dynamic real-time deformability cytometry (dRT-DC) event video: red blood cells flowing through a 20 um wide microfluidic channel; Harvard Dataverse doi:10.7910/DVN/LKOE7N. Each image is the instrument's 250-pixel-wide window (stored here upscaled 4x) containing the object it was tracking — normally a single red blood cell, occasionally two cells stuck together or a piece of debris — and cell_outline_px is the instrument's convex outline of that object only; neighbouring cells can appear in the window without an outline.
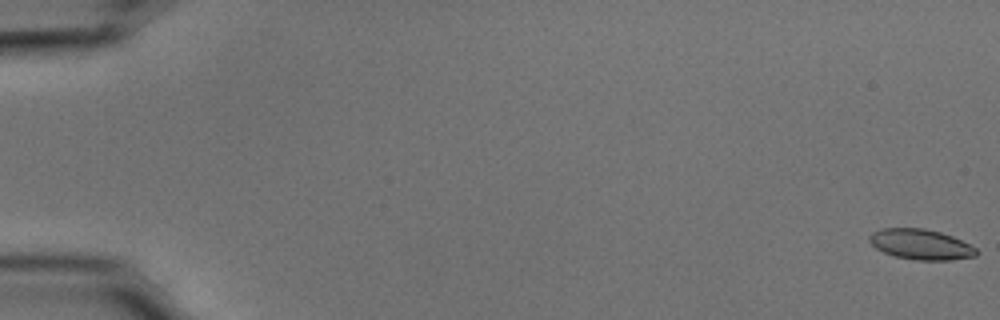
{"species": "common noctule bat (a hibernating species)", "species_latin": "Nyctalus noctula", "temperature_condition": "cold", "stored_images_in_passage": 55, "camera_frame_rate_fps": 3000, "um_per_image_px": 0.085, "animal": {"sex": "male", "body_mass_g": 15.6}, "frame": {"image": 1, "passage_image": 1, "time_ms": 0.0, "image_size_px": [1000, 320], "cell_outline_px": [[976, 256], [952, 260], [916, 260], [896, 256], [884, 252], [876, 248], [868, 240], [868, 236], [872, 232], [880, 228], [924, 228], [940, 232], [952, 236], [976, 248]], "centroid_in_image_um": [78.24, 20.76], "position_along_channel_um": 6.8, "area_um2": 18.84}}
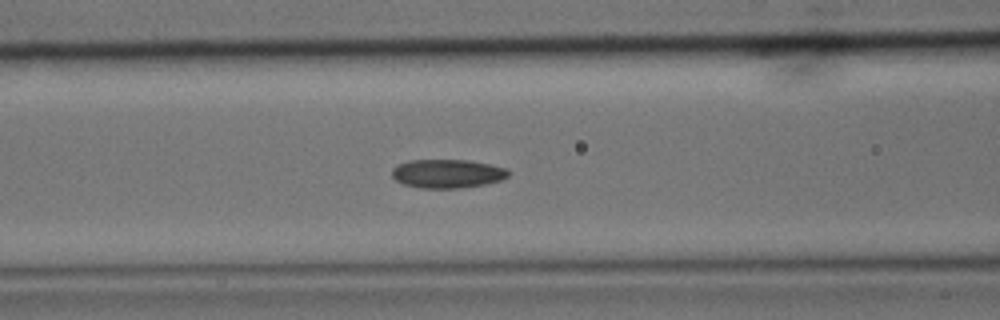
{"frame": {"image": 2, "passage_image": 24, "time_ms": 7.667, "image_size_px": [1000, 320], "cell_outline_px": [[508, 176], [500, 180], [484, 184], [460, 188], [420, 188], [404, 184], [396, 180], [392, 176], [392, 168], [396, 164], [408, 160], [468, 160], [508, 168]], "centroid_in_image_um": [37.99, 14.75], "position_along_channel_um": 128.6, "area_um2": 19.48}}
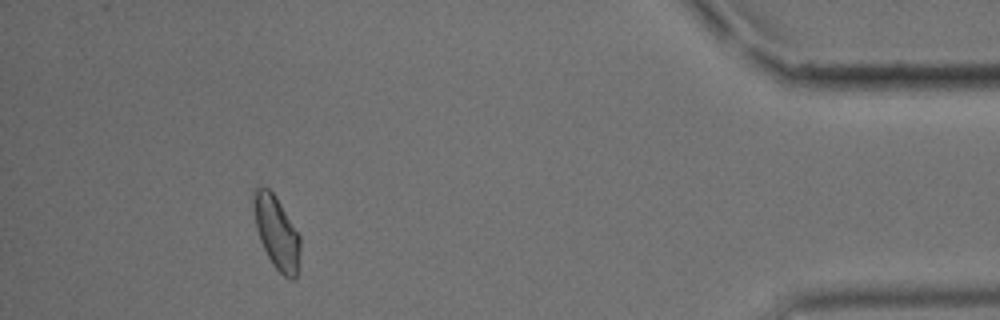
{"frame": {"image": 3, "passage_image": 51, "time_ms": 16.667, "image_size_px": [1000, 320], "cell_outline_px": [[300, 252], [296, 276], [292, 280], [284, 276], [272, 264], [260, 240], [256, 228], [252, 204], [252, 188], [256, 184], [264, 184], [276, 196], [300, 236]], "centroid_in_image_um": [23.46, 19.66], "position_along_channel_um": 411.7, "area_um2": 20.06}, "authors_computed_cell_mechanics": {"area_um2": 19.3052, "velocity_mm_per_s": 3.7167, "shape_relaxation_time_tau1_ms": 7.1131, "shape_relaxation_time_tau2_ms": 4.1656, "deformation_change_tau1": 0.1258, "deformation_change_tau2": 0.0872}}